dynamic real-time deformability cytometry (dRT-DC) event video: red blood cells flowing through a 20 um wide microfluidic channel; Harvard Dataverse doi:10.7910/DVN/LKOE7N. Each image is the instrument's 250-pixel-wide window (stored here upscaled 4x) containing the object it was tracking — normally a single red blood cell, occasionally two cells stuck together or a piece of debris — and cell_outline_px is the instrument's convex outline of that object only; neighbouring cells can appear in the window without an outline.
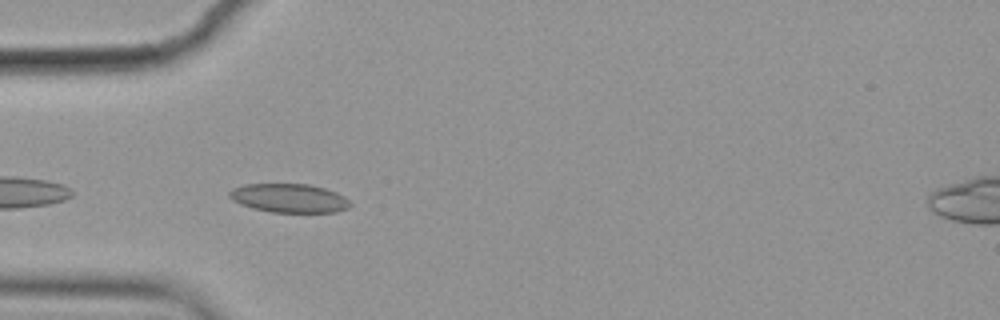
{"species": "common noctule bat (a hibernating species)", "species_latin": "Nyctalus noctula", "temperature_condition": "cold", "stored_images_in_passage": 42, "camera_frame_rate_fps": 3000, "um_per_image_px": 0.085, "animal": {"sex": "female", "body_mass_g": 19.9}, "frame": {"image": 1, "passage_image": 3, "time_ms": 0.667, "image_size_px": [1000, 320], "cell_outline_px": [[352, 204], [348, 208], [336, 212], [272, 212], [252, 208], [240, 204], [232, 200], [228, 196], [228, 192], [232, 188], [244, 184], [308, 184], [324, 188], [336, 192], [344, 196]], "centroid_in_image_um": [24.55, 16.84], "position_along_channel_um": 60.4, "area_um2": 20.35}}
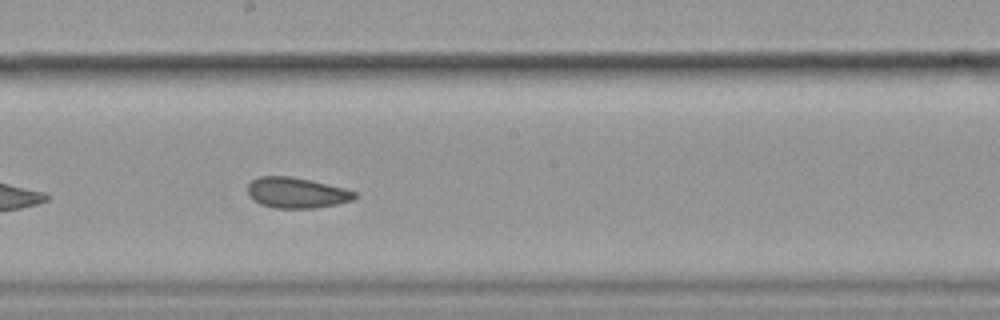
{"frame": {"image": 2, "passage_image": 17, "time_ms": 5.333, "image_size_px": [1000, 320], "cell_outline_px": [[360, 196], [352, 200], [336, 204], [316, 208], [276, 208], [260, 204], [252, 200], [248, 196], [248, 184], [252, 180], [260, 176], [288, 176], [308, 180], [344, 188], [356, 192]], "centroid_in_image_um": [25.19, 16.39], "position_along_channel_um": 223.0, "area_um2": 19.07}}
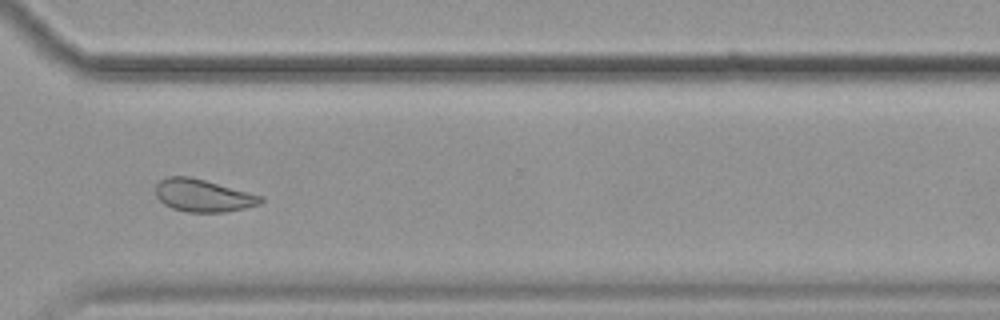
{"frame": {"image": 3, "passage_image": 28, "time_ms": 9.0, "image_size_px": [1000, 320], "cell_outline_px": [[264, 200], [260, 204], [244, 208], [224, 212], [188, 212], [172, 208], [164, 204], [156, 196], [156, 184], [160, 180], [168, 176], [188, 176], [204, 180], [264, 196]], "centroid_in_image_um": [17.26, 16.62], "position_along_channel_um": 353.3, "area_um2": 19.83}, "authors_computed_cell_mechanics": {"area_um2": 19.8254, "velocity_mm_per_s": 3.5419, "shape_relaxation_time_tau1_ms": null, "shape_relaxation_time_tau2_ms": 3.3008, "deformation_change_tau1": null, "deformation_change_tau2": 0.0762}}